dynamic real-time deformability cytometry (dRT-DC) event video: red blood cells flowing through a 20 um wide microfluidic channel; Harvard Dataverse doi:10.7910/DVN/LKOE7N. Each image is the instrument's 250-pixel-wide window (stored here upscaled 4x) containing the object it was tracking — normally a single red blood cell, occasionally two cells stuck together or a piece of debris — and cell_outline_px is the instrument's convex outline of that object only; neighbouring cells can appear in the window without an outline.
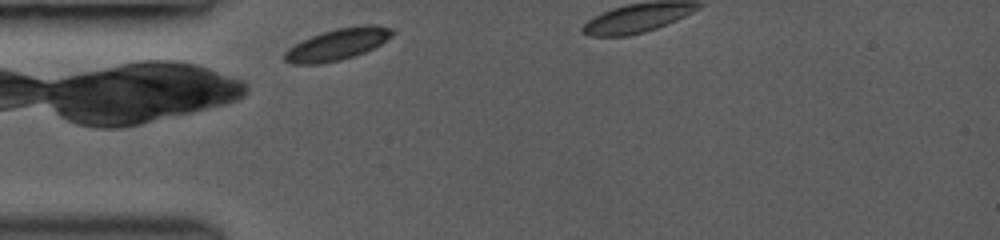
{"species": "common noctule bat (a hibernating species)", "species_latin": "Nyctalus noctula", "temperature_condition": "room temperature", "stored_images_in_passage": 24, "camera_frame_rate_fps": 3000, "um_per_image_px": 0.085, "animal": {"sex": "female", "body_mass_g": 19.0, "forearm_length_mm": 53.3}, "frame": {"image": 1, "passage_image": 1, "time_ms": 0.0, "image_size_px": [1000, 240], "cell_outline_px": [[396, 32], [392, 36], [380, 44], [356, 56], [340, 60], [316, 64], [292, 64], [284, 60], [284, 52], [288, 48], [312, 36], [336, 28], [360, 24], [376, 24], [396, 28]], "centroid_in_image_um": [28.76, 3.74], "position_along_channel_um": 56.2, "area_um2": 19.94}}